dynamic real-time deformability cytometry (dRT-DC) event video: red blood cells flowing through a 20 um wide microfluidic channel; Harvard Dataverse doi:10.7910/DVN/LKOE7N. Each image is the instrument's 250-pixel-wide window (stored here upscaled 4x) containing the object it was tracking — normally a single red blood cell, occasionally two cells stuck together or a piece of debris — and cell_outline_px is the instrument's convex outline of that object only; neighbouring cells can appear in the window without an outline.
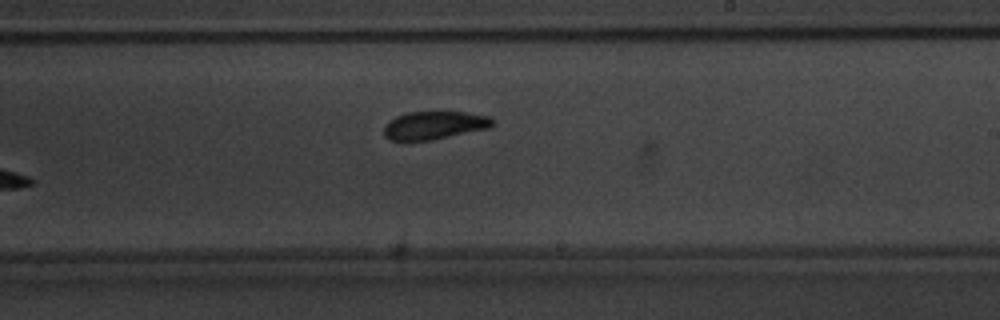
{"species": "common noctule bat (a hibernating species)", "species_latin": "Nyctalus noctula", "temperature_condition": "warm", "stored_images_in_passage": 34, "camera_frame_rate_fps": 3000, "um_per_image_px": 0.085, "animal": {"sex": "male", "body_mass_g": 20.1, "forearm_length_mm": 53.5}, "frame": {"image": 1, "passage_image": 15, "time_ms": 4.667, "image_size_px": [1000, 320], "cell_outline_px": [[492, 124], [488, 128], [432, 140], [408, 144], [404, 144], [388, 140], [384, 136], [384, 124], [388, 120], [396, 116], [408, 112], [464, 112], [488, 116], [492, 120]], "centroid_in_image_um": [36.76, 10.7], "position_along_channel_um": 252.2, "area_um2": 18.32}}
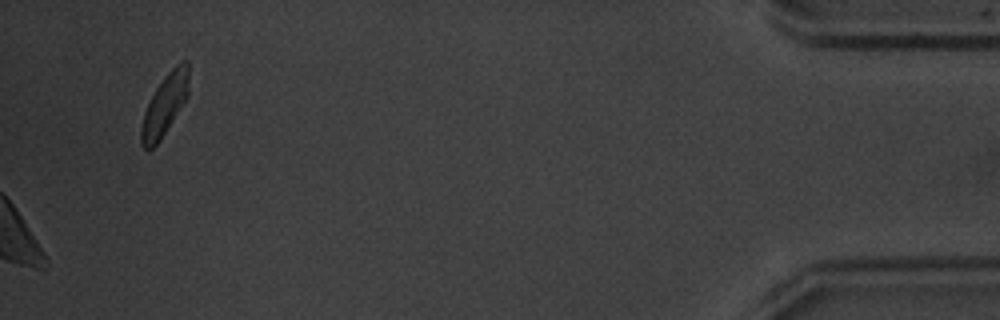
{"frame": {"image": 2, "passage_image": 34, "time_ms": 11.0, "image_size_px": [1000, 320], "cell_outline_px": [[188, 96], [160, 140], [152, 148], [144, 148], [140, 144], [140, 128], [144, 112], [156, 88], [164, 76], [176, 64], [184, 60], [188, 60]], "centroid_in_image_um": [13.99, 8.91], "position_along_channel_um": 421.2, "area_um2": 16.7}}